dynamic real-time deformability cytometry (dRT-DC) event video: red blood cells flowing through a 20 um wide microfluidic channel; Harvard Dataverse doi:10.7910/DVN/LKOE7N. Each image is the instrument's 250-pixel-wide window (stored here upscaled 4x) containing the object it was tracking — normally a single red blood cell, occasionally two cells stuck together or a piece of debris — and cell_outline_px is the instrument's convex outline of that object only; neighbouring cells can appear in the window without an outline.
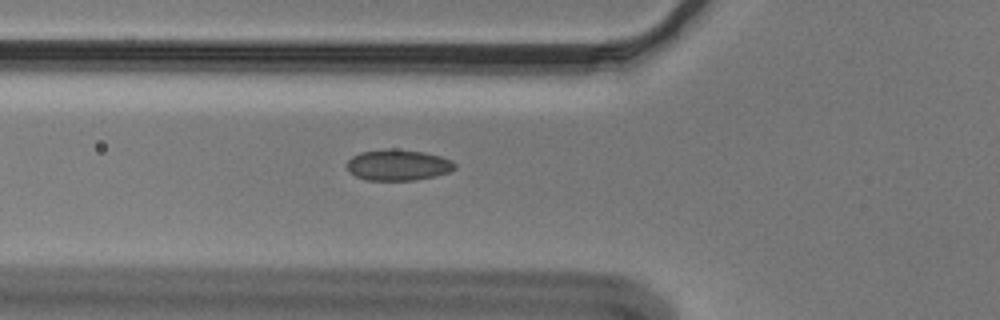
{"species": "Egyptian fruit bat (a non-hibernating species)", "species_latin": "Rousettus aegyptiacus", "temperature_condition": "cold", "stored_images_in_passage": 38, "camera_frame_rate_fps": 3000, "um_per_image_px": 0.085, "animal": {"sex": "male"}, "frame": {"image": 1, "passage_image": 3, "time_ms": 0.667, "image_size_px": [1000, 320], "cell_outline_px": [[456, 168], [448, 172], [436, 176], [416, 180], [364, 180], [348, 172], [348, 160], [352, 156], [360, 152], [384, 148], [392, 148], [424, 152], [440, 156], [452, 160], [456, 164]], "centroid_in_image_um": [33.83, 14.02], "position_along_channel_um": 92.0, "area_um2": 19.71}}
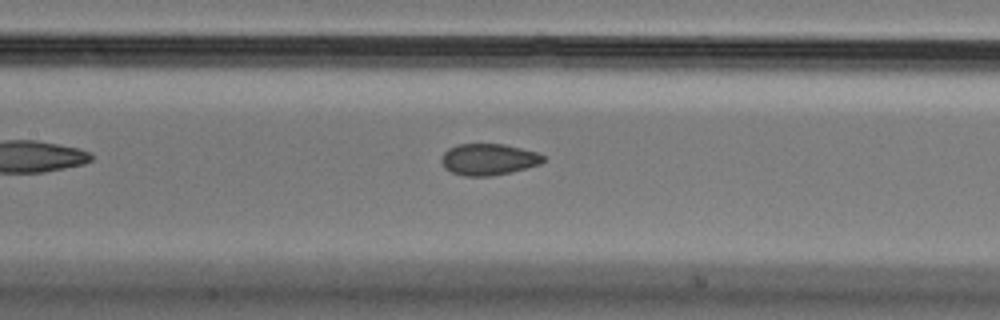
{"frame": {"image": 2, "passage_image": 9, "time_ms": 2.667, "image_size_px": [1000, 320], "cell_outline_px": [[544, 160], [540, 164], [512, 172], [492, 176], [464, 176], [452, 172], [444, 168], [440, 160], [440, 156], [448, 148], [456, 144], [504, 144], [536, 152], [544, 156]], "centroid_in_image_um": [41.48, 13.55], "position_along_channel_um": 165.9, "area_um2": 18.79}}
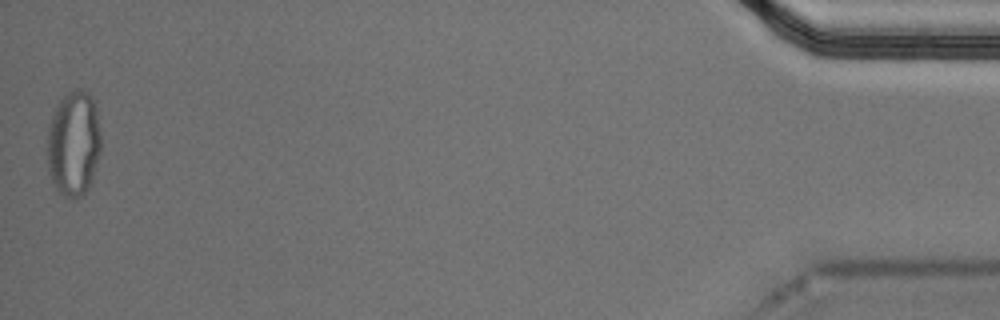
{"frame": {"image": 3, "passage_image": 38, "time_ms": 12.333, "image_size_px": [1000, 320], "cell_outline_px": [[100, 152], [92, 180], [88, 188], [80, 196], [68, 196], [60, 192], [56, 188], [52, 180], [48, 168], [48, 128], [52, 116], [60, 100], [68, 92], [76, 88], [80, 88], [88, 92], [92, 96], [96, 108], [100, 132]], "centroid_in_image_um": [6.28, 12.15], "position_along_channel_um": 428.9, "area_um2": 32.66}, "authors_computed_cell_mechanics": {"area_um2": 19.5075, "velocity_mm_per_s": 3.6412, "shape_relaxation_time_tau1_ms": null, "shape_relaxation_time_tau2_ms": 1.7064, "deformation_change_tau1": null, "deformation_change_tau2": 0.0515}}